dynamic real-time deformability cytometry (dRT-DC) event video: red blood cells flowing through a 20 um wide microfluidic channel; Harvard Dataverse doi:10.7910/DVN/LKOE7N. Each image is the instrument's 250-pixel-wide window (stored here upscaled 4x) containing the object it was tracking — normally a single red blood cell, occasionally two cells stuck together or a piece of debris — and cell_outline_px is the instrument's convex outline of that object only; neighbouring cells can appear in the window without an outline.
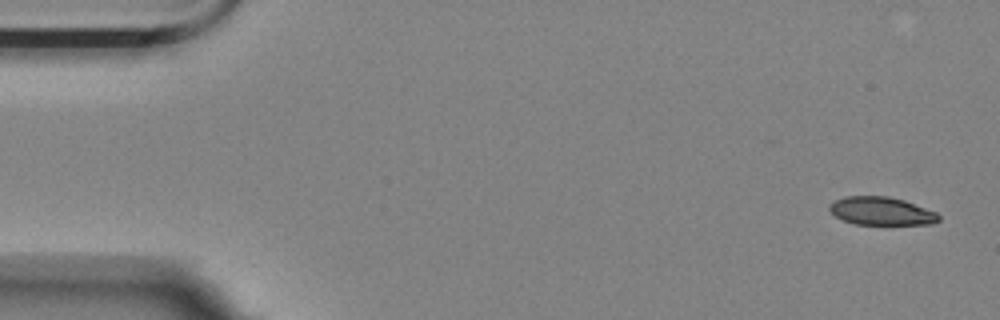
{"species": "Egyptian fruit bat (a non-hibernating species)", "species_latin": "Rousettus aegyptiacus", "temperature_condition": "room temperature", "stored_images_in_passage": 6, "camera_frame_rate_fps": 3000, "um_per_image_px": 0.085, "animal": {"sex": "female"}, "frame": {"image": 1, "passage_image": 1, "time_ms": 0.0, "image_size_px": [1000, 320], "cell_outline_px": [[940, 220], [932, 224], [856, 224], [844, 220], [836, 216], [828, 208], [828, 204], [844, 196], [888, 196], [904, 200], [936, 212], [940, 216]], "centroid_in_image_um": [74.92, 17.93], "position_along_channel_um": 10.1, "area_um2": 17.8}}